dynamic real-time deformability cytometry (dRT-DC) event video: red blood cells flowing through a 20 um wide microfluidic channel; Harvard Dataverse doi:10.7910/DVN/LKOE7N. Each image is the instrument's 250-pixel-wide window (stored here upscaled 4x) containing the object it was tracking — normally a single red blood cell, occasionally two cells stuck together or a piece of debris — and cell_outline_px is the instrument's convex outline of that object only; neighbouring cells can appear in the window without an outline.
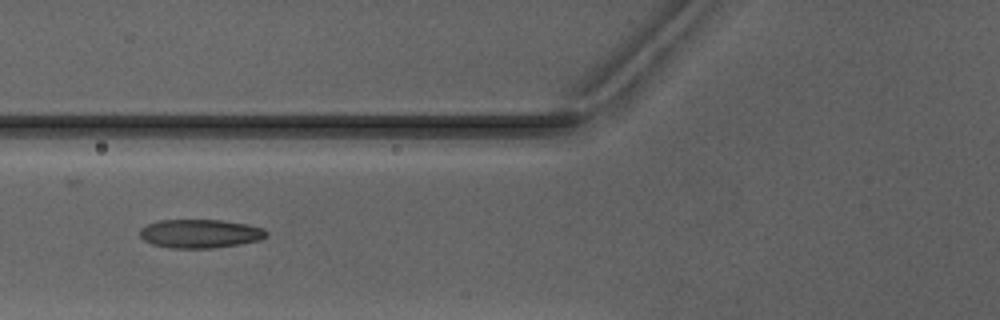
{"species": "Egyptian fruit bat (a non-hibernating species)", "species_latin": "Rousettus aegyptiacus", "temperature_condition": "warm", "stored_images_in_passage": 4, "camera_frame_rate_fps": 3000, "um_per_image_px": 0.085, "animal": {"sex": "male"}, "frame": {"image": 1, "passage_image": 4, "time_ms": 3.667, "image_size_px": [1000, 320], "cell_outline_px": [[268, 236], [260, 240], [240, 244], [212, 248], [168, 248], [152, 244], [144, 240], [140, 236], [140, 228], [148, 224], [160, 220], [220, 220], [248, 224], [264, 228], [268, 232]], "centroid_in_image_um": [17.03, 19.86], "position_along_channel_um": 108.8, "area_um2": 21.27}}